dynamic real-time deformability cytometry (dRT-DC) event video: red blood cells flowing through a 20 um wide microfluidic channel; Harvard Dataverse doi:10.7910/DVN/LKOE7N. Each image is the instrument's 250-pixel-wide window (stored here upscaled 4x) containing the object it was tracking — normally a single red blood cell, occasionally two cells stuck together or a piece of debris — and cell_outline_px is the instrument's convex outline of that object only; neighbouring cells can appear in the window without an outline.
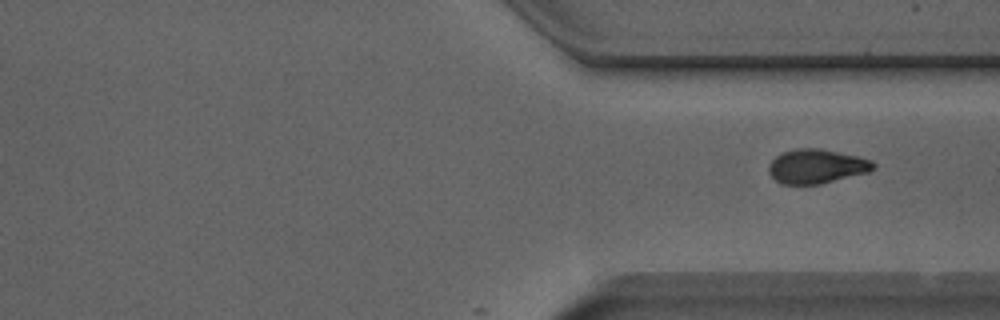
{"species": "Egyptian fruit bat (a non-hibernating species)", "species_latin": "Rousettus aegyptiacus", "temperature_condition": "room temperature", "stored_images_in_passage": 31, "camera_frame_rate_fps": 3000, "um_per_image_px": 0.085, "animal": {"sex": "male"}, "frame": {"image": 1, "passage_image": 31, "time_ms": 10.0, "image_size_px": [1000, 320], "cell_outline_px": [[876, 168], [868, 172], [820, 184], [780, 184], [768, 172], [768, 164], [776, 156], [784, 152], [796, 148], [816, 148], [856, 156], [872, 160], [876, 164]], "centroid_in_image_um": [69.4, 14.14], "position_along_channel_um": 342.0, "area_um2": 20.75}}